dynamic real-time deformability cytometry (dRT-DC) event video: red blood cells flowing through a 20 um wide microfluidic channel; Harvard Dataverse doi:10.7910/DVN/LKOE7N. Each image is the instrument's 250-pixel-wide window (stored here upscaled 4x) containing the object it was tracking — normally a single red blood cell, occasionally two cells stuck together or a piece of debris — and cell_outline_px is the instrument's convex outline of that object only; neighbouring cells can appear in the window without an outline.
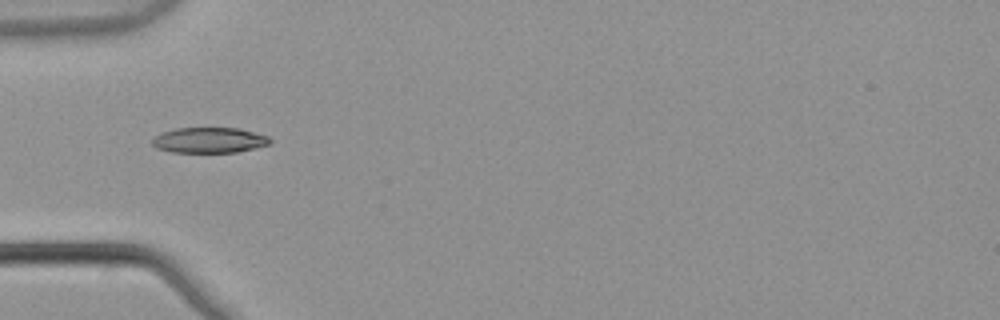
{"species": "common noctule bat (a hibernating species)", "species_latin": "Nyctalus noctula", "temperature_condition": "warm", "stored_images_in_passage": 5, "camera_frame_rate_fps": 3000, "um_per_image_px": 0.085, "animal": {"sex": "male", "body_mass_g": 21.5, "forearm_length_mm": 52.0}, "frame": {"image": 1, "passage_image": 4, "time_ms": 1.0, "image_size_px": [1000, 320], "cell_outline_px": [[272, 144], [256, 148], [236, 152], [172, 152], [156, 148], [152, 144], [152, 140], [160, 132], [176, 128], [240, 128], [268, 136], [272, 140]], "centroid_in_image_um": [17.81, 11.91], "position_along_channel_um": 67.2, "area_um2": 17.63}}
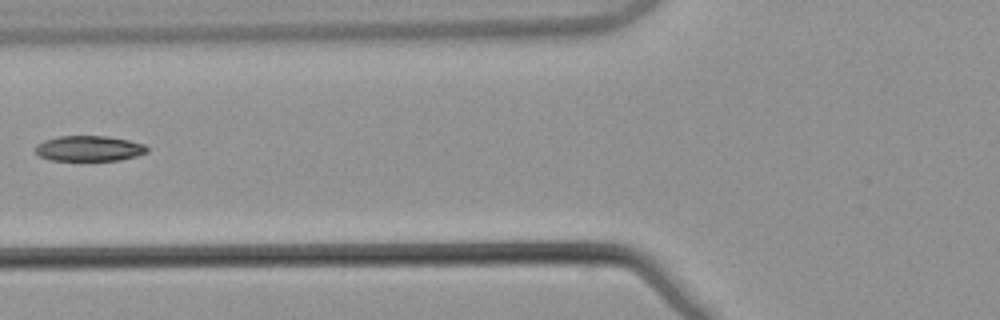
{"frame": {"image": 2, "passage_image": 5, "time_ms": 1.333, "image_size_px": [1000, 320], "cell_outline_px": [[148, 152], [136, 156], [120, 160], [52, 160], [40, 156], [36, 152], [36, 144], [44, 140], [60, 136], [108, 136], [128, 140], [144, 144], [148, 148]], "centroid_in_image_um": [7.59, 12.61], "position_along_channel_um": 118.2, "area_um2": 16.47}}